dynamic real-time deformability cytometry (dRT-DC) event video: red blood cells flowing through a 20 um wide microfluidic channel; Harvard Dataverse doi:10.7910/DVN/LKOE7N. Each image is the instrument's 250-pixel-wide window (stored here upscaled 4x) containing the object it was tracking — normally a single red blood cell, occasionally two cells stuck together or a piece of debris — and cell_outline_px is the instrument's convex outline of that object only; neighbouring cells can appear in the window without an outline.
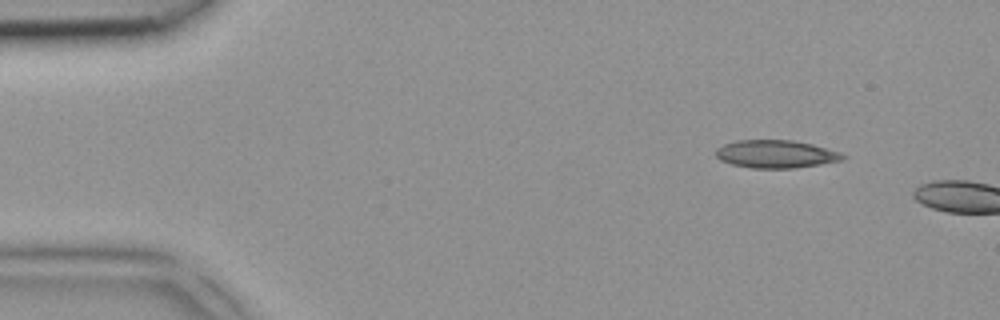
{"species": "common noctule bat (a hibernating species)", "species_latin": "Nyctalus noctula", "temperature_condition": "room temperature", "stored_images_in_passage": 2, "camera_frame_rate_fps": 3000, "um_per_image_px": 0.085, "animal": {"sex": "female", "body_mass_g": 18.4}, "frame": {"image": 1, "passage_image": 1, "time_ms": 0.0, "image_size_px": [1000, 320], "cell_outline_px": [[848, 156], [844, 160], [820, 164], [792, 168], [752, 168], [732, 164], [720, 160], [716, 156], [716, 148], [724, 144], [736, 140], [792, 140], [812, 144], [840, 152]], "centroid_in_image_um": [65.96, 13.09], "position_along_channel_um": 19.0, "area_um2": 20.63}}